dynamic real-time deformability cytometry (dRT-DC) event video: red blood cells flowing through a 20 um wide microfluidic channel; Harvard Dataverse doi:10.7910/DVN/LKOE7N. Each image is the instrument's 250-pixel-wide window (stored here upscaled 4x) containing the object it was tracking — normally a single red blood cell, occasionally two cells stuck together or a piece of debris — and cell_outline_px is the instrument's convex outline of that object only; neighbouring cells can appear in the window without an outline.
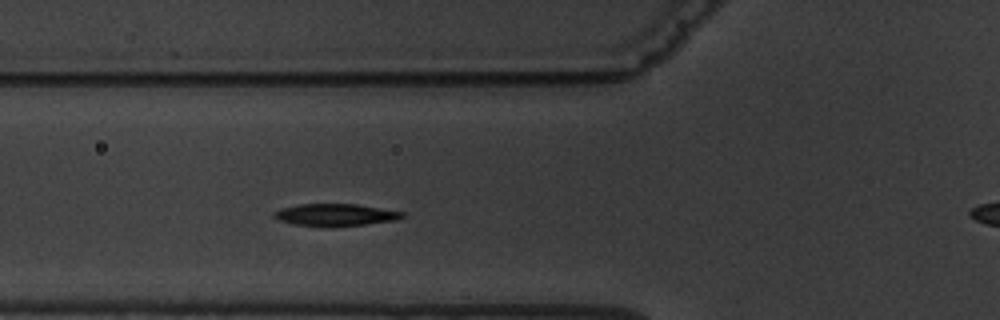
{"species": "common noctule bat (a hibernating species)", "species_latin": "Nyctalus noctula", "temperature_condition": "warm", "stored_images_in_passage": 3, "segment_of_instrument_passage": [1, 2], "camera_frame_rate_fps": 3000, "um_per_image_px": 0.085, "animal": {"sex": "male", "body_mass_g": 19.5, "forearm_length_mm": 54.6}, "frame": {"image": 1, "passage_image": 2, "time_ms": 1.0, "image_size_px": [1000, 320], "cell_outline_px": [[404, 216], [396, 220], [364, 224], [328, 228], [292, 224], [276, 220], [272, 216], [272, 212], [280, 208], [300, 204], [356, 204], [404, 212]], "centroid_in_image_um": [28.41, 18.28], "position_along_channel_um": 97.4, "area_um2": 16.88}}